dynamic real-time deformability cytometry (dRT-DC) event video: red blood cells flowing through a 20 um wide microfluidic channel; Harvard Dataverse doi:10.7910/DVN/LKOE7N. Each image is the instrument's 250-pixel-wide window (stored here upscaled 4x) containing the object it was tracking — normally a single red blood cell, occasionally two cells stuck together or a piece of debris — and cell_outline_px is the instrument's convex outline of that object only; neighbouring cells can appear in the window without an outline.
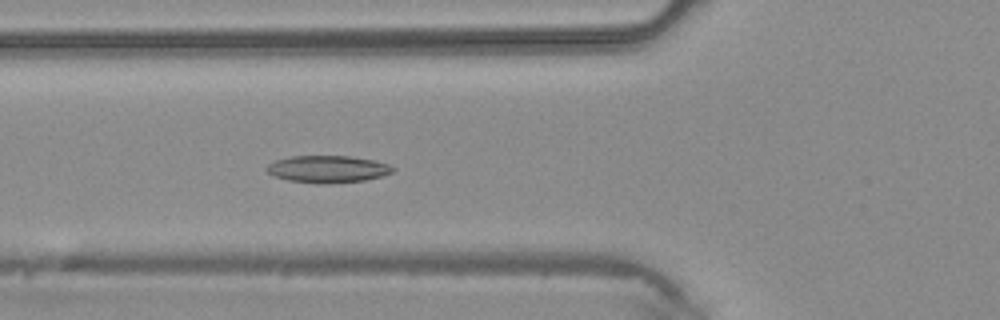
{"species": "common noctule bat (a hibernating species)", "species_latin": "Nyctalus noctula", "temperature_condition": "warm", "stored_images_in_passage": 42, "camera_frame_rate_fps": 3000, "um_per_image_px": 0.085, "animal": {"sex": "male", "body_mass_g": 20.4}, "frame": {"image": 1, "passage_image": 15, "time_ms": 4.667, "image_size_px": [1000, 320], "cell_outline_px": [[396, 168], [392, 172], [380, 176], [364, 180], [328, 184], [320, 184], [288, 180], [272, 176], [264, 168], [268, 164], [276, 160], [292, 156], [348, 156], [376, 160], [388, 164]], "centroid_in_image_um": [27.83, 14.37], "position_along_channel_um": 98.0, "area_um2": 20.0}}
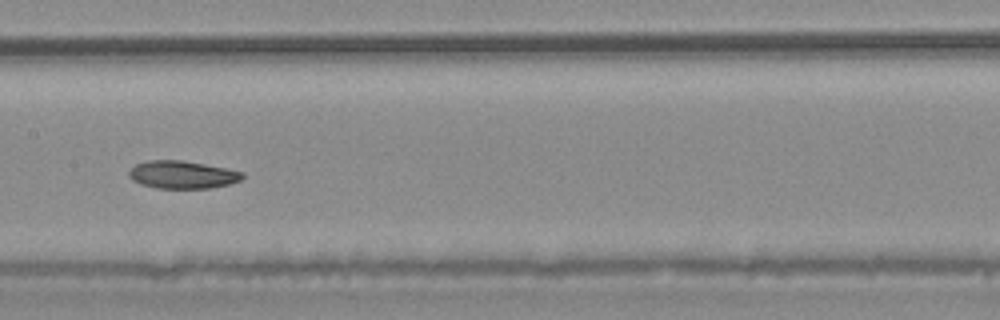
{"frame": {"image": 2, "passage_image": 21, "time_ms": 6.667, "image_size_px": [1000, 320], "cell_outline_px": [[244, 176], [240, 180], [228, 184], [208, 188], [156, 188], [140, 184], [132, 180], [128, 176], [128, 172], [136, 164], [148, 160], [184, 160], [228, 168], [244, 172]], "centroid_in_image_um": [15.49, 14.84], "position_along_channel_um": 191.9, "area_um2": 18.44}}
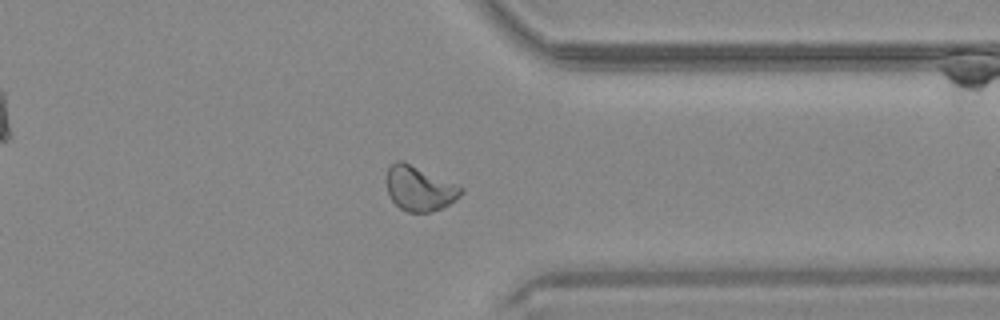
{"frame": {"image": 3, "passage_image": 33, "time_ms": 10.667, "image_size_px": [1000, 320], "cell_outline_px": [[464, 192], [456, 200], [444, 208], [432, 212], [408, 212], [400, 208], [388, 196], [388, 168], [396, 160], [404, 160], [456, 184], [464, 188]], "centroid_in_image_um": [35.69, 16.03], "position_along_channel_um": 375.7, "area_um2": 19.54}}